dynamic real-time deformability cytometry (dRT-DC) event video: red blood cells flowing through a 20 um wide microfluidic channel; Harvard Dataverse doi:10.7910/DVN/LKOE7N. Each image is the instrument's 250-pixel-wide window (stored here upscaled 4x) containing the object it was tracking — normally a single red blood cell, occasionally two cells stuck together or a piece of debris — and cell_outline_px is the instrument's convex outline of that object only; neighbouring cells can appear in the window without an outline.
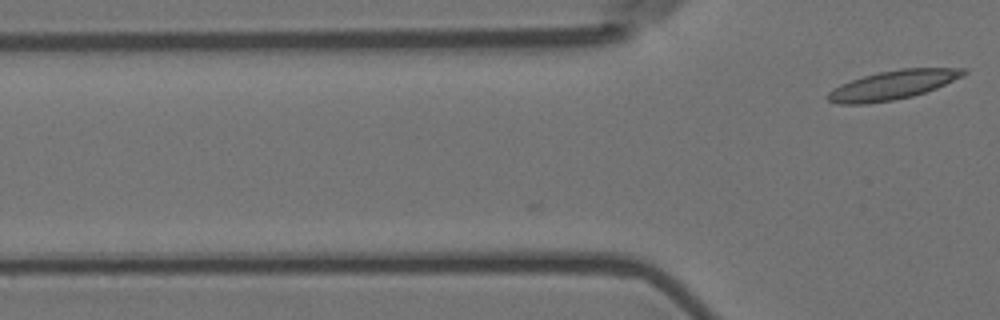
{"species": "Egyptian fruit bat (a non-hibernating species)", "species_latin": "Rousettus aegyptiacus", "temperature_condition": "room temperature", "stored_images_in_passage": 2, "camera_frame_rate_fps": 3000, "um_per_image_px": 0.085, "animal": {"sex": "female"}, "frame": {"image": 1, "passage_image": 2, "time_ms": 0.333, "image_size_px": [1000, 320], "cell_outline_px": [[968, 72], [964, 76], [936, 88], [912, 96], [892, 100], [868, 104], [840, 104], [828, 100], [824, 96], [832, 88], [840, 84], [864, 76], [880, 72], [900, 68], [968, 68]], "centroid_in_image_um": [75.88, 7.22], "position_along_channel_um": 49.9, "area_um2": 23.0}}